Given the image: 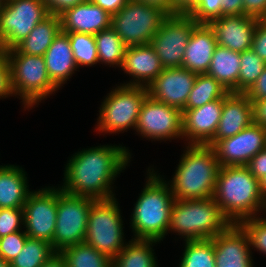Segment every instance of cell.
Segmentation results:
<instances>
[{
  "mask_svg": "<svg viewBox=\"0 0 266 267\" xmlns=\"http://www.w3.org/2000/svg\"><path fill=\"white\" fill-rule=\"evenodd\" d=\"M172 180H167L175 199L211 198L220 169L215 152L208 145H186Z\"/></svg>",
  "mask_w": 266,
  "mask_h": 267,
  "instance_id": "4",
  "label": "cell"
},
{
  "mask_svg": "<svg viewBox=\"0 0 266 267\" xmlns=\"http://www.w3.org/2000/svg\"><path fill=\"white\" fill-rule=\"evenodd\" d=\"M111 15L90 0L66 9L60 14L62 32L95 35L111 26Z\"/></svg>",
  "mask_w": 266,
  "mask_h": 267,
  "instance_id": "22",
  "label": "cell"
},
{
  "mask_svg": "<svg viewBox=\"0 0 266 267\" xmlns=\"http://www.w3.org/2000/svg\"><path fill=\"white\" fill-rule=\"evenodd\" d=\"M245 94L250 100L266 99V68Z\"/></svg>",
  "mask_w": 266,
  "mask_h": 267,
  "instance_id": "43",
  "label": "cell"
},
{
  "mask_svg": "<svg viewBox=\"0 0 266 267\" xmlns=\"http://www.w3.org/2000/svg\"><path fill=\"white\" fill-rule=\"evenodd\" d=\"M43 57L48 76L59 89L78 71L69 37L62 31L54 38Z\"/></svg>",
  "mask_w": 266,
  "mask_h": 267,
  "instance_id": "24",
  "label": "cell"
},
{
  "mask_svg": "<svg viewBox=\"0 0 266 267\" xmlns=\"http://www.w3.org/2000/svg\"><path fill=\"white\" fill-rule=\"evenodd\" d=\"M244 14L264 19L266 16V0H243Z\"/></svg>",
  "mask_w": 266,
  "mask_h": 267,
  "instance_id": "44",
  "label": "cell"
},
{
  "mask_svg": "<svg viewBox=\"0 0 266 267\" xmlns=\"http://www.w3.org/2000/svg\"><path fill=\"white\" fill-rule=\"evenodd\" d=\"M184 243L185 248L178 267H215L214 245L211 239Z\"/></svg>",
  "mask_w": 266,
  "mask_h": 267,
  "instance_id": "33",
  "label": "cell"
},
{
  "mask_svg": "<svg viewBox=\"0 0 266 267\" xmlns=\"http://www.w3.org/2000/svg\"><path fill=\"white\" fill-rule=\"evenodd\" d=\"M24 232L29 238L52 244L57 216V186L33 190L23 206Z\"/></svg>",
  "mask_w": 266,
  "mask_h": 267,
  "instance_id": "14",
  "label": "cell"
},
{
  "mask_svg": "<svg viewBox=\"0 0 266 267\" xmlns=\"http://www.w3.org/2000/svg\"><path fill=\"white\" fill-rule=\"evenodd\" d=\"M0 267H10V264L9 263H6L2 257H1V254H0Z\"/></svg>",
  "mask_w": 266,
  "mask_h": 267,
  "instance_id": "53",
  "label": "cell"
},
{
  "mask_svg": "<svg viewBox=\"0 0 266 267\" xmlns=\"http://www.w3.org/2000/svg\"><path fill=\"white\" fill-rule=\"evenodd\" d=\"M223 104L224 98H221L191 110H183V139L186 145H208L213 140Z\"/></svg>",
  "mask_w": 266,
  "mask_h": 267,
  "instance_id": "18",
  "label": "cell"
},
{
  "mask_svg": "<svg viewBox=\"0 0 266 267\" xmlns=\"http://www.w3.org/2000/svg\"><path fill=\"white\" fill-rule=\"evenodd\" d=\"M253 123L252 102L245 93L229 92L224 97L221 119L213 140L208 146H213L218 140L234 136Z\"/></svg>",
  "mask_w": 266,
  "mask_h": 267,
  "instance_id": "21",
  "label": "cell"
},
{
  "mask_svg": "<svg viewBox=\"0 0 266 267\" xmlns=\"http://www.w3.org/2000/svg\"><path fill=\"white\" fill-rule=\"evenodd\" d=\"M28 236L17 231L0 238V254L6 263H10L22 250Z\"/></svg>",
  "mask_w": 266,
  "mask_h": 267,
  "instance_id": "38",
  "label": "cell"
},
{
  "mask_svg": "<svg viewBox=\"0 0 266 267\" xmlns=\"http://www.w3.org/2000/svg\"><path fill=\"white\" fill-rule=\"evenodd\" d=\"M265 68L266 63L252 49L241 52L238 93H245L257 81Z\"/></svg>",
  "mask_w": 266,
  "mask_h": 267,
  "instance_id": "35",
  "label": "cell"
},
{
  "mask_svg": "<svg viewBox=\"0 0 266 267\" xmlns=\"http://www.w3.org/2000/svg\"><path fill=\"white\" fill-rule=\"evenodd\" d=\"M100 145L74 153L65 164V193L104 200L116 197L112 186L118 175L131 162V152L123 145Z\"/></svg>",
  "mask_w": 266,
  "mask_h": 267,
  "instance_id": "1",
  "label": "cell"
},
{
  "mask_svg": "<svg viewBox=\"0 0 266 267\" xmlns=\"http://www.w3.org/2000/svg\"><path fill=\"white\" fill-rule=\"evenodd\" d=\"M40 267H67V265L61 253L56 252Z\"/></svg>",
  "mask_w": 266,
  "mask_h": 267,
  "instance_id": "51",
  "label": "cell"
},
{
  "mask_svg": "<svg viewBox=\"0 0 266 267\" xmlns=\"http://www.w3.org/2000/svg\"><path fill=\"white\" fill-rule=\"evenodd\" d=\"M222 0H198L195 9L189 14L198 24H208L221 17Z\"/></svg>",
  "mask_w": 266,
  "mask_h": 267,
  "instance_id": "39",
  "label": "cell"
},
{
  "mask_svg": "<svg viewBox=\"0 0 266 267\" xmlns=\"http://www.w3.org/2000/svg\"><path fill=\"white\" fill-rule=\"evenodd\" d=\"M159 241L131 239L112 259V267H159L153 246Z\"/></svg>",
  "mask_w": 266,
  "mask_h": 267,
  "instance_id": "28",
  "label": "cell"
},
{
  "mask_svg": "<svg viewBox=\"0 0 266 267\" xmlns=\"http://www.w3.org/2000/svg\"><path fill=\"white\" fill-rule=\"evenodd\" d=\"M55 253L49 242L28 237L20 253L9 264L10 267H40Z\"/></svg>",
  "mask_w": 266,
  "mask_h": 267,
  "instance_id": "32",
  "label": "cell"
},
{
  "mask_svg": "<svg viewBox=\"0 0 266 267\" xmlns=\"http://www.w3.org/2000/svg\"><path fill=\"white\" fill-rule=\"evenodd\" d=\"M246 166L258 180L264 177L266 175V148L255 155Z\"/></svg>",
  "mask_w": 266,
  "mask_h": 267,
  "instance_id": "42",
  "label": "cell"
},
{
  "mask_svg": "<svg viewBox=\"0 0 266 267\" xmlns=\"http://www.w3.org/2000/svg\"><path fill=\"white\" fill-rule=\"evenodd\" d=\"M197 25L196 20L189 15L168 16L163 21L150 45L164 69L182 67L189 37Z\"/></svg>",
  "mask_w": 266,
  "mask_h": 267,
  "instance_id": "13",
  "label": "cell"
},
{
  "mask_svg": "<svg viewBox=\"0 0 266 267\" xmlns=\"http://www.w3.org/2000/svg\"><path fill=\"white\" fill-rule=\"evenodd\" d=\"M90 1L100 6L111 16L115 15L128 2V0H90Z\"/></svg>",
  "mask_w": 266,
  "mask_h": 267,
  "instance_id": "49",
  "label": "cell"
},
{
  "mask_svg": "<svg viewBox=\"0 0 266 267\" xmlns=\"http://www.w3.org/2000/svg\"><path fill=\"white\" fill-rule=\"evenodd\" d=\"M250 101L253 106V123L266 128V99Z\"/></svg>",
  "mask_w": 266,
  "mask_h": 267,
  "instance_id": "47",
  "label": "cell"
},
{
  "mask_svg": "<svg viewBox=\"0 0 266 267\" xmlns=\"http://www.w3.org/2000/svg\"><path fill=\"white\" fill-rule=\"evenodd\" d=\"M198 0H172L173 15H189L196 7Z\"/></svg>",
  "mask_w": 266,
  "mask_h": 267,
  "instance_id": "48",
  "label": "cell"
},
{
  "mask_svg": "<svg viewBox=\"0 0 266 267\" xmlns=\"http://www.w3.org/2000/svg\"><path fill=\"white\" fill-rule=\"evenodd\" d=\"M229 92L214 77L197 74L184 110L203 106L211 101L224 98Z\"/></svg>",
  "mask_w": 266,
  "mask_h": 267,
  "instance_id": "29",
  "label": "cell"
},
{
  "mask_svg": "<svg viewBox=\"0 0 266 267\" xmlns=\"http://www.w3.org/2000/svg\"><path fill=\"white\" fill-rule=\"evenodd\" d=\"M196 76L197 74L182 67L165 68L146 87L148 96L183 111Z\"/></svg>",
  "mask_w": 266,
  "mask_h": 267,
  "instance_id": "16",
  "label": "cell"
},
{
  "mask_svg": "<svg viewBox=\"0 0 266 267\" xmlns=\"http://www.w3.org/2000/svg\"><path fill=\"white\" fill-rule=\"evenodd\" d=\"M145 185L134 203L130 218L133 239L163 241L168 234L170 212L175 201L168 182L148 167Z\"/></svg>",
  "mask_w": 266,
  "mask_h": 267,
  "instance_id": "3",
  "label": "cell"
},
{
  "mask_svg": "<svg viewBox=\"0 0 266 267\" xmlns=\"http://www.w3.org/2000/svg\"><path fill=\"white\" fill-rule=\"evenodd\" d=\"M245 15L243 0H222L221 16Z\"/></svg>",
  "mask_w": 266,
  "mask_h": 267,
  "instance_id": "46",
  "label": "cell"
},
{
  "mask_svg": "<svg viewBox=\"0 0 266 267\" xmlns=\"http://www.w3.org/2000/svg\"><path fill=\"white\" fill-rule=\"evenodd\" d=\"M109 92L100 105L94 129L104 134L135 130L142 103L148 96L147 88L120 84Z\"/></svg>",
  "mask_w": 266,
  "mask_h": 267,
  "instance_id": "7",
  "label": "cell"
},
{
  "mask_svg": "<svg viewBox=\"0 0 266 267\" xmlns=\"http://www.w3.org/2000/svg\"><path fill=\"white\" fill-rule=\"evenodd\" d=\"M24 227L23 208H0V238L22 231Z\"/></svg>",
  "mask_w": 266,
  "mask_h": 267,
  "instance_id": "37",
  "label": "cell"
},
{
  "mask_svg": "<svg viewBox=\"0 0 266 267\" xmlns=\"http://www.w3.org/2000/svg\"><path fill=\"white\" fill-rule=\"evenodd\" d=\"M62 31L60 15L50 14L14 48L23 54L44 56L54 38Z\"/></svg>",
  "mask_w": 266,
  "mask_h": 267,
  "instance_id": "27",
  "label": "cell"
},
{
  "mask_svg": "<svg viewBox=\"0 0 266 267\" xmlns=\"http://www.w3.org/2000/svg\"><path fill=\"white\" fill-rule=\"evenodd\" d=\"M251 49L266 63V21L259 19L253 36Z\"/></svg>",
  "mask_w": 266,
  "mask_h": 267,
  "instance_id": "41",
  "label": "cell"
},
{
  "mask_svg": "<svg viewBox=\"0 0 266 267\" xmlns=\"http://www.w3.org/2000/svg\"><path fill=\"white\" fill-rule=\"evenodd\" d=\"M123 220L116 197L92 203L85 243L107 255L111 260L125 247Z\"/></svg>",
  "mask_w": 266,
  "mask_h": 267,
  "instance_id": "8",
  "label": "cell"
},
{
  "mask_svg": "<svg viewBox=\"0 0 266 267\" xmlns=\"http://www.w3.org/2000/svg\"><path fill=\"white\" fill-rule=\"evenodd\" d=\"M214 31L208 24H198L189 37L182 68L195 74H206L217 47Z\"/></svg>",
  "mask_w": 266,
  "mask_h": 267,
  "instance_id": "23",
  "label": "cell"
},
{
  "mask_svg": "<svg viewBox=\"0 0 266 267\" xmlns=\"http://www.w3.org/2000/svg\"><path fill=\"white\" fill-rule=\"evenodd\" d=\"M64 33L69 37L74 60L78 68L91 67L99 63L94 35L80 32Z\"/></svg>",
  "mask_w": 266,
  "mask_h": 267,
  "instance_id": "34",
  "label": "cell"
},
{
  "mask_svg": "<svg viewBox=\"0 0 266 267\" xmlns=\"http://www.w3.org/2000/svg\"><path fill=\"white\" fill-rule=\"evenodd\" d=\"M211 240L215 267H254L248 235L239 224H231Z\"/></svg>",
  "mask_w": 266,
  "mask_h": 267,
  "instance_id": "17",
  "label": "cell"
},
{
  "mask_svg": "<svg viewBox=\"0 0 266 267\" xmlns=\"http://www.w3.org/2000/svg\"><path fill=\"white\" fill-rule=\"evenodd\" d=\"M135 131L149 141L183 140V111L147 96Z\"/></svg>",
  "mask_w": 266,
  "mask_h": 267,
  "instance_id": "12",
  "label": "cell"
},
{
  "mask_svg": "<svg viewBox=\"0 0 266 267\" xmlns=\"http://www.w3.org/2000/svg\"><path fill=\"white\" fill-rule=\"evenodd\" d=\"M135 1L142 2L148 6H154L165 12L168 16H172V0H135Z\"/></svg>",
  "mask_w": 266,
  "mask_h": 267,
  "instance_id": "50",
  "label": "cell"
},
{
  "mask_svg": "<svg viewBox=\"0 0 266 267\" xmlns=\"http://www.w3.org/2000/svg\"><path fill=\"white\" fill-rule=\"evenodd\" d=\"M212 148L220 167L246 166L266 148V128L252 123L238 134L218 140Z\"/></svg>",
  "mask_w": 266,
  "mask_h": 267,
  "instance_id": "15",
  "label": "cell"
},
{
  "mask_svg": "<svg viewBox=\"0 0 266 267\" xmlns=\"http://www.w3.org/2000/svg\"><path fill=\"white\" fill-rule=\"evenodd\" d=\"M88 0H43L50 14L60 15L66 9L84 3Z\"/></svg>",
  "mask_w": 266,
  "mask_h": 267,
  "instance_id": "45",
  "label": "cell"
},
{
  "mask_svg": "<svg viewBox=\"0 0 266 267\" xmlns=\"http://www.w3.org/2000/svg\"><path fill=\"white\" fill-rule=\"evenodd\" d=\"M120 68L132 78L121 84L141 87H147L164 69L150 44L127 46Z\"/></svg>",
  "mask_w": 266,
  "mask_h": 267,
  "instance_id": "20",
  "label": "cell"
},
{
  "mask_svg": "<svg viewBox=\"0 0 266 267\" xmlns=\"http://www.w3.org/2000/svg\"><path fill=\"white\" fill-rule=\"evenodd\" d=\"M239 225L247 233L251 249L266 255V217L259 215L248 218L242 220Z\"/></svg>",
  "mask_w": 266,
  "mask_h": 267,
  "instance_id": "36",
  "label": "cell"
},
{
  "mask_svg": "<svg viewBox=\"0 0 266 267\" xmlns=\"http://www.w3.org/2000/svg\"><path fill=\"white\" fill-rule=\"evenodd\" d=\"M6 0H0V11L2 10Z\"/></svg>",
  "mask_w": 266,
  "mask_h": 267,
  "instance_id": "54",
  "label": "cell"
},
{
  "mask_svg": "<svg viewBox=\"0 0 266 267\" xmlns=\"http://www.w3.org/2000/svg\"><path fill=\"white\" fill-rule=\"evenodd\" d=\"M94 201L65 193L57 187L56 227L51 244L56 252L85 241L88 216Z\"/></svg>",
  "mask_w": 266,
  "mask_h": 267,
  "instance_id": "10",
  "label": "cell"
},
{
  "mask_svg": "<svg viewBox=\"0 0 266 267\" xmlns=\"http://www.w3.org/2000/svg\"><path fill=\"white\" fill-rule=\"evenodd\" d=\"M26 171L17 165H0V208H23L29 194Z\"/></svg>",
  "mask_w": 266,
  "mask_h": 267,
  "instance_id": "25",
  "label": "cell"
},
{
  "mask_svg": "<svg viewBox=\"0 0 266 267\" xmlns=\"http://www.w3.org/2000/svg\"><path fill=\"white\" fill-rule=\"evenodd\" d=\"M49 15L43 0H6L0 11V50L14 48Z\"/></svg>",
  "mask_w": 266,
  "mask_h": 267,
  "instance_id": "11",
  "label": "cell"
},
{
  "mask_svg": "<svg viewBox=\"0 0 266 267\" xmlns=\"http://www.w3.org/2000/svg\"><path fill=\"white\" fill-rule=\"evenodd\" d=\"M230 225L231 222L224 216L213 197L175 199L170 212L168 233H178L183 241L209 240Z\"/></svg>",
  "mask_w": 266,
  "mask_h": 267,
  "instance_id": "5",
  "label": "cell"
},
{
  "mask_svg": "<svg viewBox=\"0 0 266 267\" xmlns=\"http://www.w3.org/2000/svg\"><path fill=\"white\" fill-rule=\"evenodd\" d=\"M99 63L112 67H121L126 45L119 35L110 27L94 35Z\"/></svg>",
  "mask_w": 266,
  "mask_h": 267,
  "instance_id": "31",
  "label": "cell"
},
{
  "mask_svg": "<svg viewBox=\"0 0 266 267\" xmlns=\"http://www.w3.org/2000/svg\"><path fill=\"white\" fill-rule=\"evenodd\" d=\"M60 253L67 267H112V260L107 255L85 242L68 246Z\"/></svg>",
  "mask_w": 266,
  "mask_h": 267,
  "instance_id": "30",
  "label": "cell"
},
{
  "mask_svg": "<svg viewBox=\"0 0 266 267\" xmlns=\"http://www.w3.org/2000/svg\"><path fill=\"white\" fill-rule=\"evenodd\" d=\"M213 198L231 224L266 214L259 180L247 166L220 167Z\"/></svg>",
  "mask_w": 266,
  "mask_h": 267,
  "instance_id": "2",
  "label": "cell"
},
{
  "mask_svg": "<svg viewBox=\"0 0 266 267\" xmlns=\"http://www.w3.org/2000/svg\"><path fill=\"white\" fill-rule=\"evenodd\" d=\"M15 96L12 88L11 69L6 54L0 50V99Z\"/></svg>",
  "mask_w": 266,
  "mask_h": 267,
  "instance_id": "40",
  "label": "cell"
},
{
  "mask_svg": "<svg viewBox=\"0 0 266 267\" xmlns=\"http://www.w3.org/2000/svg\"><path fill=\"white\" fill-rule=\"evenodd\" d=\"M259 18L249 15H225L208 23L219 46L235 52L251 49Z\"/></svg>",
  "mask_w": 266,
  "mask_h": 267,
  "instance_id": "19",
  "label": "cell"
},
{
  "mask_svg": "<svg viewBox=\"0 0 266 267\" xmlns=\"http://www.w3.org/2000/svg\"><path fill=\"white\" fill-rule=\"evenodd\" d=\"M4 52L10 64L13 92L22 100L25 111L59 90L48 76L43 56L19 53L15 48Z\"/></svg>",
  "mask_w": 266,
  "mask_h": 267,
  "instance_id": "6",
  "label": "cell"
},
{
  "mask_svg": "<svg viewBox=\"0 0 266 267\" xmlns=\"http://www.w3.org/2000/svg\"><path fill=\"white\" fill-rule=\"evenodd\" d=\"M240 53L217 45L207 75L214 77L228 92L238 93Z\"/></svg>",
  "mask_w": 266,
  "mask_h": 267,
  "instance_id": "26",
  "label": "cell"
},
{
  "mask_svg": "<svg viewBox=\"0 0 266 267\" xmlns=\"http://www.w3.org/2000/svg\"><path fill=\"white\" fill-rule=\"evenodd\" d=\"M261 194L266 200V175L259 180Z\"/></svg>",
  "mask_w": 266,
  "mask_h": 267,
  "instance_id": "52",
  "label": "cell"
},
{
  "mask_svg": "<svg viewBox=\"0 0 266 267\" xmlns=\"http://www.w3.org/2000/svg\"><path fill=\"white\" fill-rule=\"evenodd\" d=\"M168 15L142 2H128L111 17V28L126 46L150 44Z\"/></svg>",
  "mask_w": 266,
  "mask_h": 267,
  "instance_id": "9",
  "label": "cell"
}]
</instances>
